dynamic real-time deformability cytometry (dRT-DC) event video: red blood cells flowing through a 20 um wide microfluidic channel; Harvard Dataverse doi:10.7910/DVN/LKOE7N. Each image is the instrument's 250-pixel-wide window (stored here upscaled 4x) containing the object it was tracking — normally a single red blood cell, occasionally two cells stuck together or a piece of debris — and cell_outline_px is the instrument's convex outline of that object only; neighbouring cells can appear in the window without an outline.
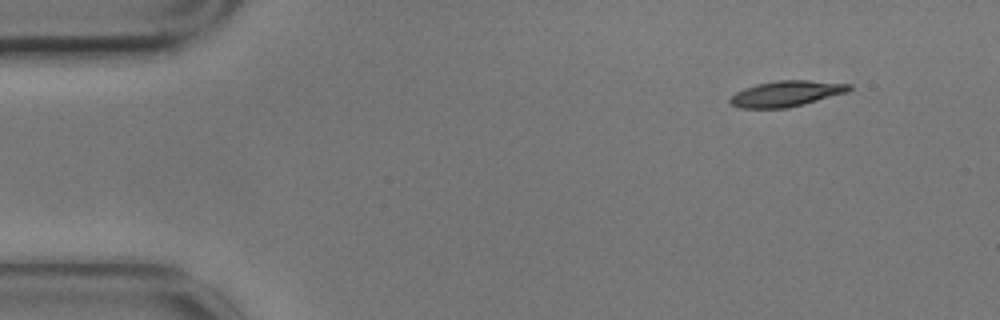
{"species": "common noctule bat (a hibernating species)", "species_latin": "Nyctalus noctula", "temperature_condition": "cold", "stored_images_in_passage": 4, "camera_frame_rate_fps": 3000, "um_per_image_px": 0.085, "animal": {"sex": "male", "body_mass_g": 17.9}, "frame": {"image": 1, "passage_image": 1, "time_ms": 0.0, "image_size_px": [1000, 320], "cell_outline_px": [[852, 88], [848, 92], [804, 104], [788, 108], [740, 108], [732, 104], [728, 100], [736, 92], [744, 88], [756, 84], [776, 80], [808, 80], [852, 84]], "centroid_in_image_um": [66.85, 7.95], "position_along_channel_um": 18.1, "area_um2": 17.92}}
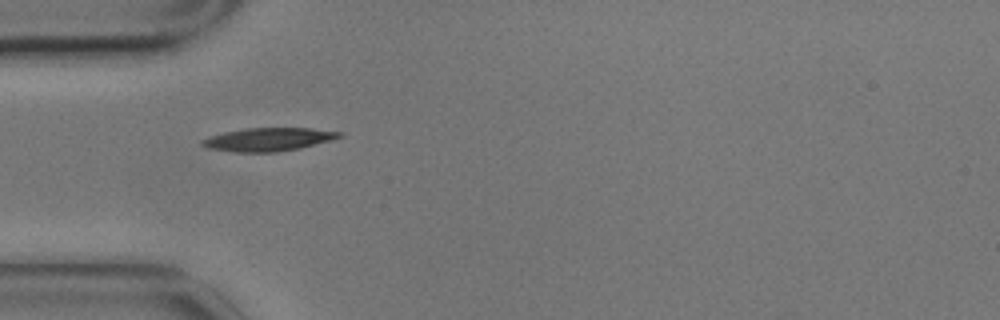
{"frame": {"image": 2, "passage_image": 4, "time_ms": 1.0, "image_size_px": [1000, 320], "cell_outline_px": [[344, 136], [332, 140], [300, 148], [276, 152], [236, 152], [208, 148], [200, 144], [200, 140], [224, 132], [244, 128], [312, 128], [344, 132]], "centroid_in_image_um": [22.85, 11.84], "position_along_channel_um": 62.1, "area_um2": 18.67}}